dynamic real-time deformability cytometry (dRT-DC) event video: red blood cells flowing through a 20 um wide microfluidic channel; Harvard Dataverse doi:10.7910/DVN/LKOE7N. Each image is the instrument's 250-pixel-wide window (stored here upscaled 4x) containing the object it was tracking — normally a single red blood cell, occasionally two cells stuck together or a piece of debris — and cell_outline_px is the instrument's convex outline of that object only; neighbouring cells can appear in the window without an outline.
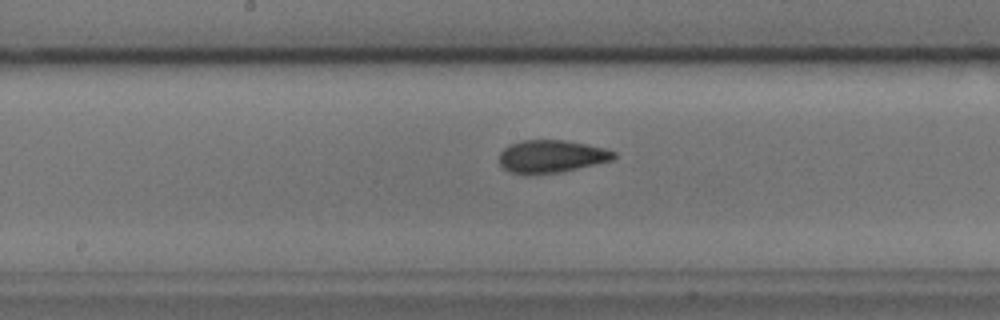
{"species": "common noctule bat (a hibernating species)", "species_latin": "Nyctalus noctula", "temperature_condition": "cold", "stored_images_in_passage": 38, "camera_frame_rate_fps": 3000, "um_per_image_px": 0.085, "animal": {"sex": "male", "body_mass_g": 17.9, "forearm_length_mm": 54.2}, "frame": {"image": 1, "passage_image": 12, "time_ms": 3.667, "image_size_px": [1000, 320], "cell_outline_px": [[616, 156], [612, 160], [596, 164], [560, 172], [528, 176], [524, 176], [508, 172], [500, 164], [500, 152], [508, 144], [520, 140], [564, 140], [588, 144], [604, 148], [616, 152]], "centroid_in_image_um": [46.82, 13.31], "position_along_channel_um": 201.4, "area_um2": 22.25}}
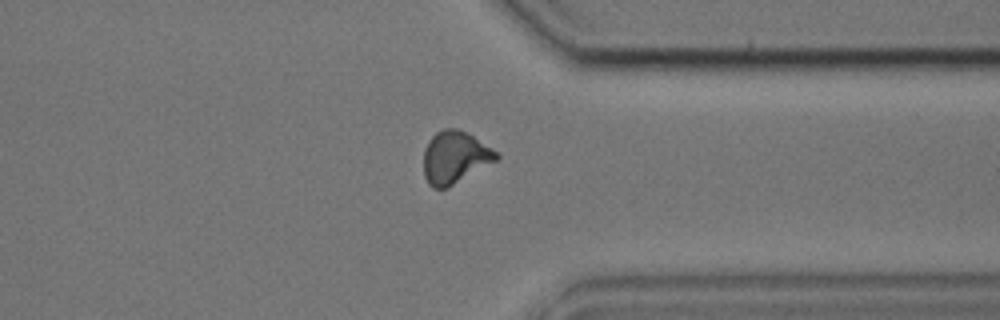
{"frame": {"image": 2, "passage_image": 26, "time_ms": 8.333, "image_size_px": [1000, 320], "cell_outline_px": [[500, 156], [496, 160], [452, 184], [444, 188], [432, 188], [428, 184], [424, 176], [424, 148], [428, 140], [436, 132], [444, 128], [456, 128], [472, 136], [492, 148]], "centroid_in_image_um": [38.61, 13.35], "position_along_channel_um": 372.8, "area_um2": 21.68}}
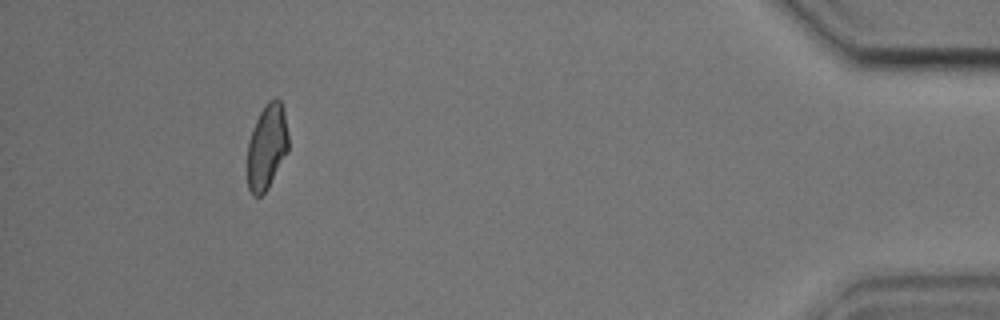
{"frame": {"image": 3, "passage_image": 34, "time_ms": 11.0, "image_size_px": [1000, 320], "cell_outline_px": [[288, 152], [268, 188], [260, 196], [252, 196], [248, 188], [248, 140], [256, 120], [260, 112], [268, 100], [276, 96], [280, 100], [284, 112], [288, 132]], "centroid_in_image_um": [22.69, 12.47], "position_along_channel_um": 412.5, "area_um2": 20.46}}